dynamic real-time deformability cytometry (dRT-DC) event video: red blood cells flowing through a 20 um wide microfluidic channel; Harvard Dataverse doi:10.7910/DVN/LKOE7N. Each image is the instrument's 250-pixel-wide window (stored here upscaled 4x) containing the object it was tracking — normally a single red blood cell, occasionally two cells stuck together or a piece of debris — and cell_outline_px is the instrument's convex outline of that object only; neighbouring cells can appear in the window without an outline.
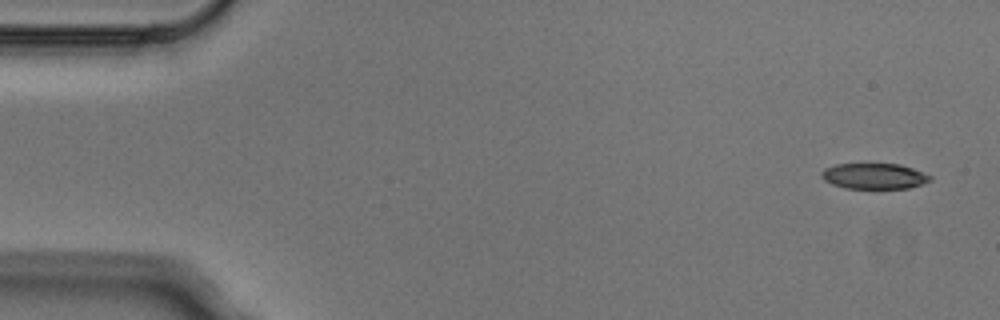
{"species": "Egyptian fruit bat (a non-hibernating species)", "species_latin": "Rousettus aegyptiacus", "temperature_condition": "cold", "stored_images_in_passage": 5, "camera_frame_rate_fps": 3000, "um_per_image_px": 0.085, "animal": {"sex": "male"}, "frame": {"image": 1, "passage_image": 1, "time_ms": 0.0, "image_size_px": [1000, 320], "cell_outline_px": [[932, 180], [924, 184], [908, 188], [844, 188], [832, 184], [824, 180], [820, 176], [820, 172], [824, 168], [836, 164], [900, 164], [912, 168], [932, 176]], "centroid_in_image_um": [74.3, 14.97], "position_along_channel_um": 10.7, "area_um2": 16.36}}
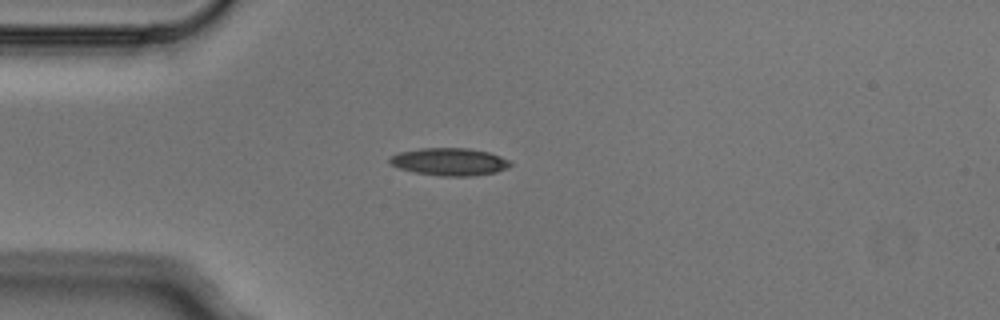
{"frame": {"image": 2, "passage_image": 4, "time_ms": 1.0, "image_size_px": [1000, 320], "cell_outline_px": [[512, 164], [508, 168], [496, 172], [468, 176], [440, 176], [416, 172], [400, 168], [392, 164], [388, 160], [392, 156], [400, 152], [420, 148], [468, 148], [488, 152], [500, 156], [508, 160]], "centroid_in_image_um": [38.23, 13.74], "position_along_channel_um": 46.8, "area_um2": 19.13}}